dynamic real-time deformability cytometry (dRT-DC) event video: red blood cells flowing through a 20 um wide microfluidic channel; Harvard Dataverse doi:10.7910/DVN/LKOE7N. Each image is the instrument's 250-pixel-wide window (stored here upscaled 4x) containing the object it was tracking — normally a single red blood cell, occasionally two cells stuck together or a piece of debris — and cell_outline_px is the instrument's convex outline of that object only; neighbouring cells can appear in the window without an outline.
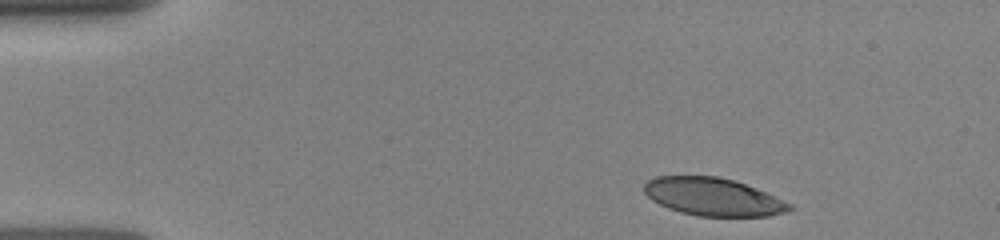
{"species": "human", "species_latin": "Homo sapiens", "temperature_condition": "room temperature", "stored_images_in_passage": 6, "camera_frame_rate_fps": 3000, "um_per_image_px": 0.085, "donor": {"sex": "female"}, "frame": {"image": 1, "passage_image": 1, "time_ms": 0.0, "image_size_px": [1000, 240], "cell_outline_px": [[796, 208], [784, 212], [768, 216], [696, 216], [680, 212], [668, 208], [652, 200], [644, 192], [644, 184], [648, 180], [656, 176], [716, 176], [736, 180], [756, 188], [792, 204]], "centroid_in_image_um": [60.61, 16.73], "position_along_channel_um": 24.4, "area_um2": 32.08}}
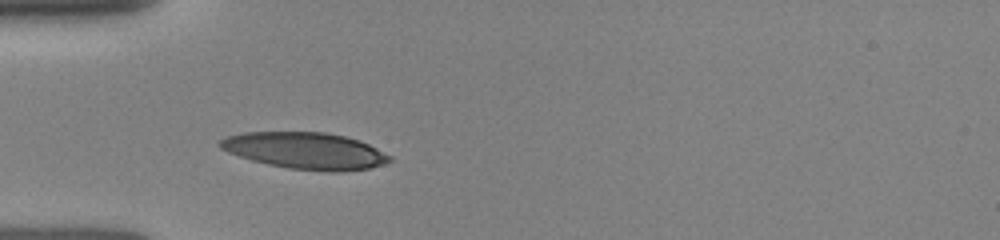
{"frame": {"image": 2, "passage_image": 5, "time_ms": 2.667, "image_size_px": [1000, 240], "cell_outline_px": [[392, 160], [368, 168], [340, 172], [328, 172], [288, 168], [268, 164], [252, 160], [228, 152], [220, 148], [216, 144], [224, 136], [244, 132], [324, 132], [344, 136], [360, 140], [392, 156]], "centroid_in_image_um": [25.92, 12.8], "position_along_channel_um": 59.1, "area_um2": 36.24}}
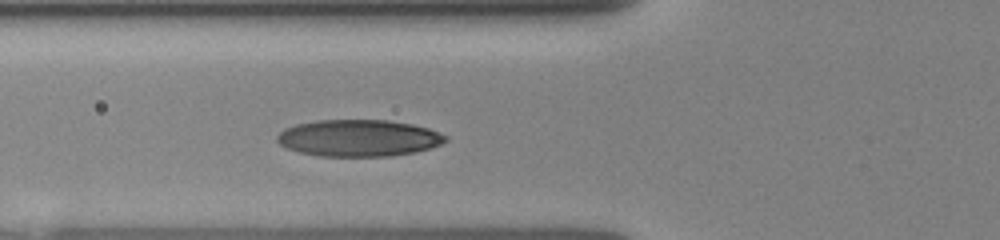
{"frame": {"image": 3, "passage_image": 6, "time_ms": 3.667, "image_size_px": [1000, 240], "cell_outline_px": [[448, 140], [440, 144], [428, 148], [412, 152], [388, 156], [320, 156], [300, 152], [284, 148], [276, 140], [276, 136], [284, 128], [296, 124], [320, 120], [388, 120], [412, 124], [428, 128], [448, 136]], "centroid_in_image_um": [30.45, 11.73], "position_along_channel_um": 95.4, "area_um2": 36.01}}